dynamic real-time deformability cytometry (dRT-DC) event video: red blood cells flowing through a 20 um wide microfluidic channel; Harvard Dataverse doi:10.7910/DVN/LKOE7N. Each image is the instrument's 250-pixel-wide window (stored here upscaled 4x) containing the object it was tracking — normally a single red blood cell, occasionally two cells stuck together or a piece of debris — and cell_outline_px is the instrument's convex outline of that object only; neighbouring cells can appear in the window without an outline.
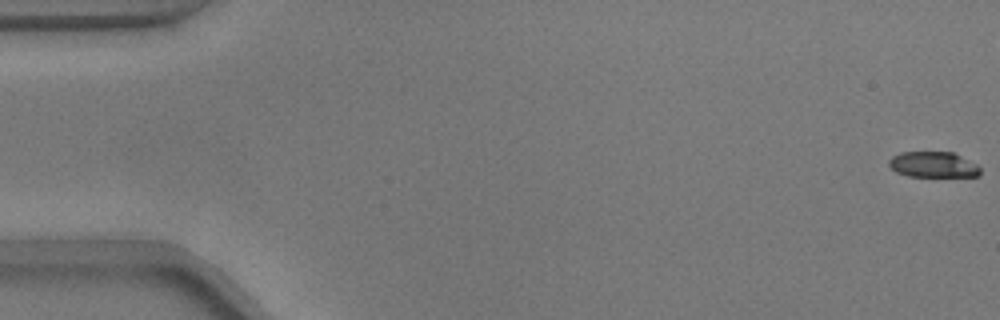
{"species": "common noctule bat (a hibernating species)", "species_latin": "Nyctalus noctula", "temperature_condition": "warm", "stored_images_in_passage": 15, "camera_frame_rate_fps": 3000, "um_per_image_px": 0.085, "animal": {"sex": "male", "body_mass_g": 17.9}, "frame": {"image": 1, "passage_image": 1, "time_ms": 0.0, "image_size_px": [1000, 320], "cell_outline_px": [[980, 176], [908, 176], [896, 172], [888, 164], [888, 160], [892, 156], [900, 152], [952, 152], [976, 164], [980, 168]], "centroid_in_image_um": [79.29, 13.99], "position_along_channel_um": 5.7, "area_um2": 13.58}}
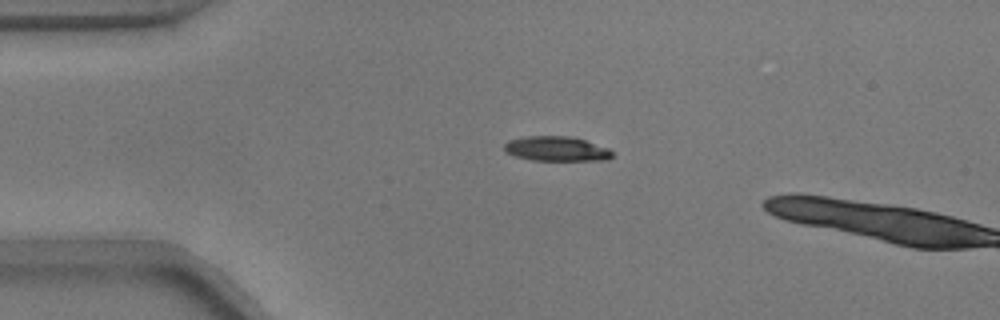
{"frame": {"image": 2, "passage_image": 13, "time_ms": 4.0, "image_size_px": [1000, 320], "cell_outline_px": [[612, 156], [608, 160], [532, 160], [516, 156], [504, 152], [504, 144], [508, 140], [528, 136], [568, 136], [584, 140], [608, 148], [612, 152]], "centroid_in_image_um": [47.27, 12.65], "position_along_channel_um": 37.7, "area_um2": 15.43}}